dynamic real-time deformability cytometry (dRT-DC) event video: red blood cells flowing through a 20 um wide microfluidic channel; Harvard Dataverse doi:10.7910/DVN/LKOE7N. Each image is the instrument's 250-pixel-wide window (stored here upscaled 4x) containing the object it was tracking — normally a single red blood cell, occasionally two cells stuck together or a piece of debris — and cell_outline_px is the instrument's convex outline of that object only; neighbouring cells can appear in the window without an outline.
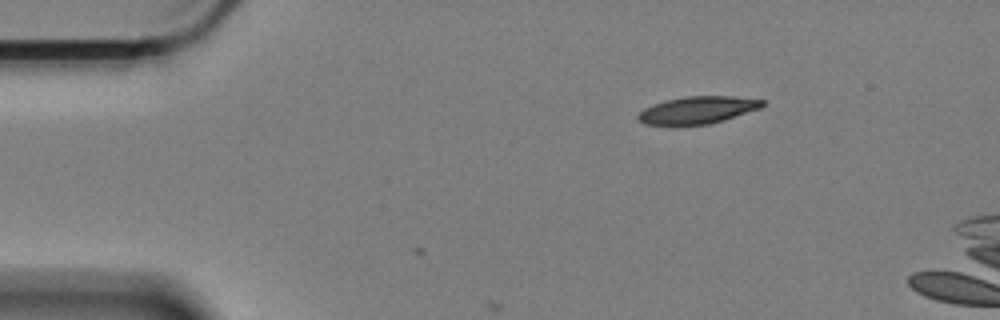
{"species": "Egyptian fruit bat (a non-hibernating species)", "species_latin": "Rousettus aegyptiacus", "temperature_condition": "cold", "stored_images_in_passage": 3, "camera_frame_rate_fps": 3000, "um_per_image_px": 0.085, "animal": {"sex": "female"}, "frame": {"image": 1, "passage_image": 3, "time_ms": 0.667, "image_size_px": [1000, 320], "cell_outline_px": [[764, 104], [760, 108], [724, 120], [708, 124], [672, 128], [644, 124], [636, 120], [636, 116], [644, 108], [652, 104], [684, 96], [732, 96], [764, 100]], "centroid_in_image_um": [59.19, 9.4], "position_along_channel_um": 25.8, "area_um2": 20.46}}